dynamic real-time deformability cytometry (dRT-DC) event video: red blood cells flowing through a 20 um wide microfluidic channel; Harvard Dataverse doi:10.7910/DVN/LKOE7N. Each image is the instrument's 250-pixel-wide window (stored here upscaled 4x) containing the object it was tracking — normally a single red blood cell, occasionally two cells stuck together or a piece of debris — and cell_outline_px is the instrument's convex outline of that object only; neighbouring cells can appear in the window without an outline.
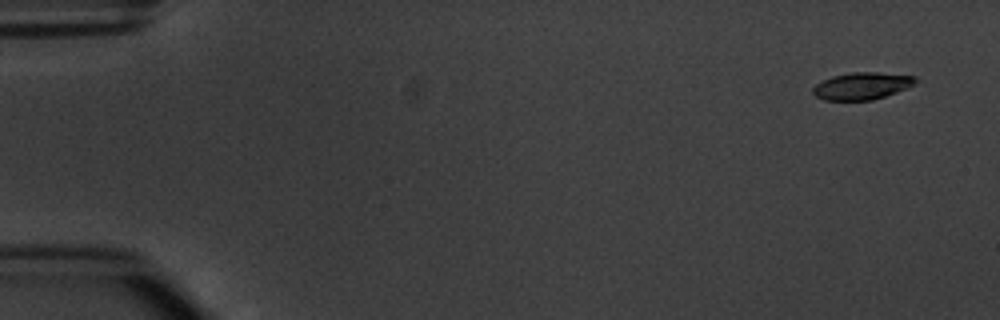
{"species": "common noctule bat (a hibernating species)", "species_latin": "Nyctalus noctula", "temperature_condition": "warm", "stored_images_in_passage": 5, "camera_frame_rate_fps": 3000, "um_per_image_px": 0.085, "animal": {"sex": "male", "body_mass_g": 20.1, "forearm_length_mm": 53.5}, "frame": {"image": 1, "passage_image": 1, "time_ms": 0.0, "image_size_px": [1000, 320], "cell_outline_px": [[920, 80], [908, 88], [872, 100], [824, 100], [816, 96], [812, 92], [812, 88], [816, 84], [832, 76], [852, 72], [880, 72], [916, 76]], "centroid_in_image_um": [73.3, 7.29], "position_along_channel_um": 11.7, "area_um2": 16.3}}